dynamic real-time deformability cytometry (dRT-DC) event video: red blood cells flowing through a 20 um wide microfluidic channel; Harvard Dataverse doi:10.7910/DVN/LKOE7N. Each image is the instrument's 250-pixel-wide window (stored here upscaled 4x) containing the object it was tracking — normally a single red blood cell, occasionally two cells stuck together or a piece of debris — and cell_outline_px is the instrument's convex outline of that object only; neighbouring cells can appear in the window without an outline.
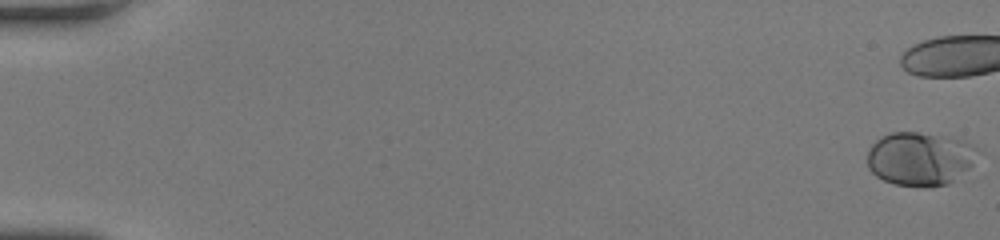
{"species": "human", "species_latin": "Homo sapiens", "temperature_condition": "room temperature", "stored_images_in_passage": 46, "camera_frame_rate_fps": 3000, "um_per_image_px": 0.085, "donor": {"sex": "female"}, "frame": {"image": 1, "passage_image": 1, "time_ms": 0.0, "image_size_px": [1000, 240], "cell_outline_px": [[984, 152], [968, 168], [948, 184], [928, 188], [920, 188], [896, 184], [884, 180], [876, 176], [868, 168], [868, 152], [872, 144], [880, 136], [892, 132], [916, 132], [948, 136], [984, 148]], "centroid_in_image_um": [78.26, 13.49], "position_along_channel_um": 6.7, "area_um2": 35.14}}
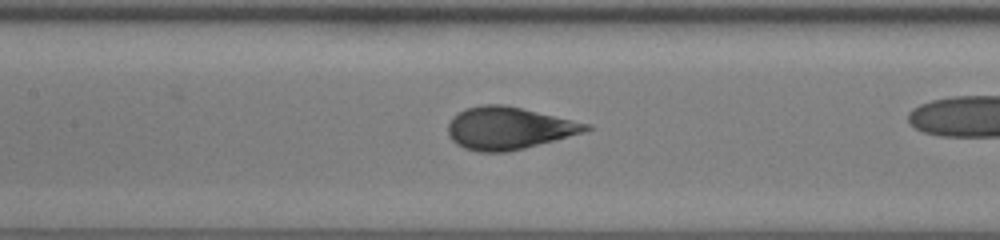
{"frame": {"image": 2, "passage_image": 29, "time_ms": 9.333, "image_size_px": [1000, 240], "cell_outline_px": [[592, 128], [584, 132], [524, 148], [504, 152], [476, 152], [464, 148], [456, 144], [448, 136], [448, 124], [452, 116], [464, 108], [484, 104], [504, 104], [592, 124]], "centroid_in_image_um": [43.2, 10.89], "position_along_channel_um": 164.2, "area_um2": 34.16}}
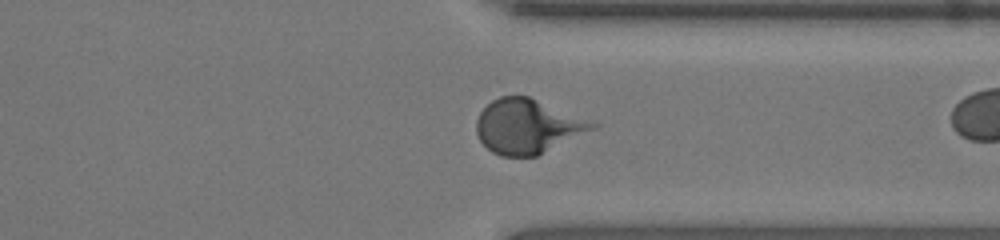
{"frame": {"image": 3, "passage_image": 45, "time_ms": 14.667, "image_size_px": [1000, 240], "cell_outline_px": [[600, 124], [596, 128], [536, 156], [500, 156], [492, 152], [480, 140], [476, 132], [476, 120], [480, 112], [492, 100], [500, 96], [528, 96], [592, 120]], "centroid_in_image_um": [44.85, 10.73], "position_along_channel_um": 366.6, "area_um2": 36.65}}